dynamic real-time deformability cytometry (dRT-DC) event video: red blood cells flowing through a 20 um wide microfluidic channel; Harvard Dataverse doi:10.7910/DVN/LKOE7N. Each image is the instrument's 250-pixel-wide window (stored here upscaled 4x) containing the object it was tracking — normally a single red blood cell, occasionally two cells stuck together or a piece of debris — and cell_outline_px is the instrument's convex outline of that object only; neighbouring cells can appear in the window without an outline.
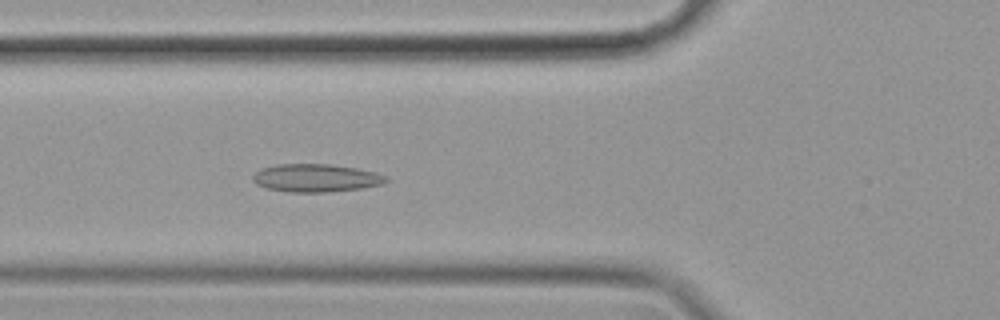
{"species": "common noctule bat (a hibernating species)", "species_latin": "Nyctalus noctula", "temperature_condition": "cold", "stored_images_in_passage": 58, "camera_frame_rate_fps": 3000, "um_per_image_px": 0.085, "animal": {"sex": "female", "body_mass_g": 19.9}, "frame": {"image": 1, "passage_image": 21, "time_ms": 6.667, "image_size_px": [1000, 320], "cell_outline_px": [[388, 180], [384, 184], [360, 188], [328, 192], [288, 192], [268, 188], [256, 184], [252, 180], [252, 176], [260, 168], [276, 164], [328, 164], [356, 168], [376, 172], [384, 176]], "centroid_in_image_um": [26.82, 15.12], "position_along_channel_um": 99.0, "area_um2": 21.68}}
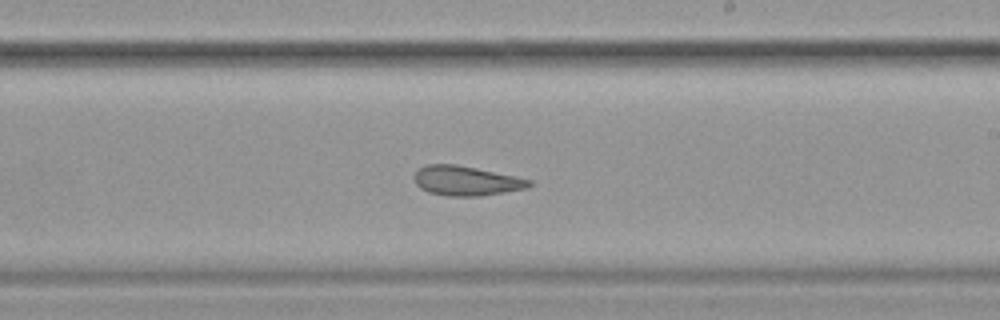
{"frame": {"image": 2, "passage_image": 34, "time_ms": 11.0, "image_size_px": [1000, 320], "cell_outline_px": [[532, 184], [528, 188], [480, 196], [448, 196], [428, 192], [420, 188], [416, 184], [412, 176], [416, 168], [428, 164], [456, 164], [516, 176], [532, 180]], "centroid_in_image_um": [39.58, 15.36], "position_along_channel_um": 249.4, "area_um2": 20.06}}
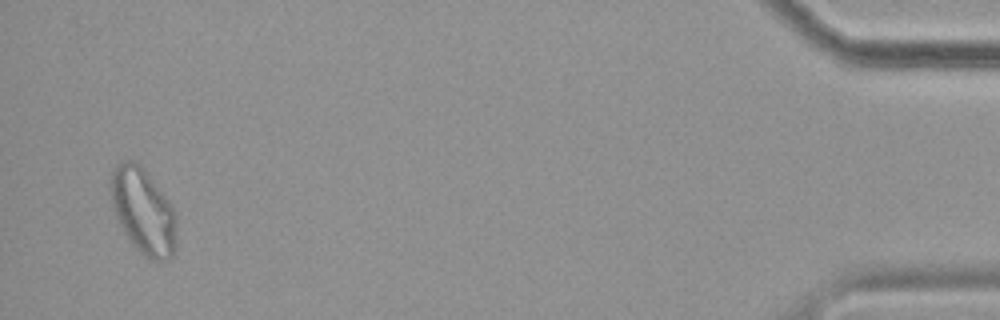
{"frame": {"image": 3, "passage_image": 56, "time_ms": 18.333, "image_size_px": [1000, 320], "cell_outline_px": [[176, 248], [172, 256], [168, 260], [160, 264], [148, 260], [132, 244], [124, 232], [116, 216], [112, 204], [108, 188], [108, 184], [112, 172], [116, 164], [124, 160], [136, 160], [144, 168], [172, 204], [176, 216]], "centroid_in_image_um": [12.18, 17.96], "position_along_channel_um": 423.0, "area_um2": 33.76}, "authors_computed_cell_mechanics": {"area_um2": 22.9466, "velocity_mm_per_s": 3.4803, "shape_relaxation_time_tau1_ms": null, "shape_relaxation_time_tau2_ms": 2.9638, "deformation_change_tau1": null, "deformation_change_tau2": 0.1002}}